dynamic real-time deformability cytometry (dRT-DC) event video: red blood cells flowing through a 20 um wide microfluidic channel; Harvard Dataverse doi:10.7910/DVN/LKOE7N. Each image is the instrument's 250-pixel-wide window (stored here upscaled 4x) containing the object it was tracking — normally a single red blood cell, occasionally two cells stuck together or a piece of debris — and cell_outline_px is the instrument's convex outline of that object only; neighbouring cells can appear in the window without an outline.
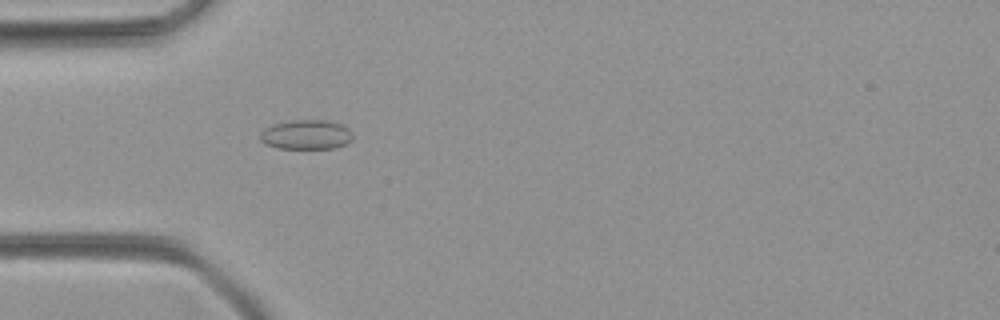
{"species": "common noctule bat (a hibernating species)", "species_latin": "Nyctalus noctula", "temperature_condition": "room temperature", "stored_images_in_passage": 41, "camera_frame_rate_fps": 3000, "um_per_image_px": 0.085, "animal": {"sex": "female", "body_mass_g": 21.9}, "frame": {"image": 1, "passage_image": 6, "time_ms": 1.667, "image_size_px": [1000, 320], "cell_outline_px": [[352, 140], [336, 148], [276, 148], [264, 144], [260, 140], [260, 136], [264, 128], [272, 124], [292, 120], [324, 120], [340, 124], [348, 128], [352, 132]], "centroid_in_image_um": [26.01, 11.44], "position_along_channel_um": 59.0, "area_um2": 15.95}}
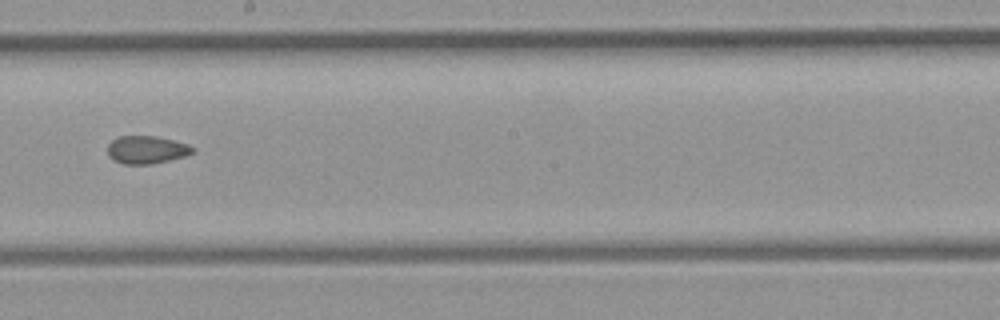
{"frame": {"image": 2, "passage_image": 19, "time_ms": 6.0, "image_size_px": [1000, 320], "cell_outline_px": [[196, 152], [184, 156], [168, 160], [148, 164], [124, 164], [112, 160], [108, 156], [108, 144], [116, 136], [156, 136], [188, 144]], "centroid_in_image_um": [12.42, 12.72], "position_along_channel_um": 235.8, "area_um2": 13.76}}
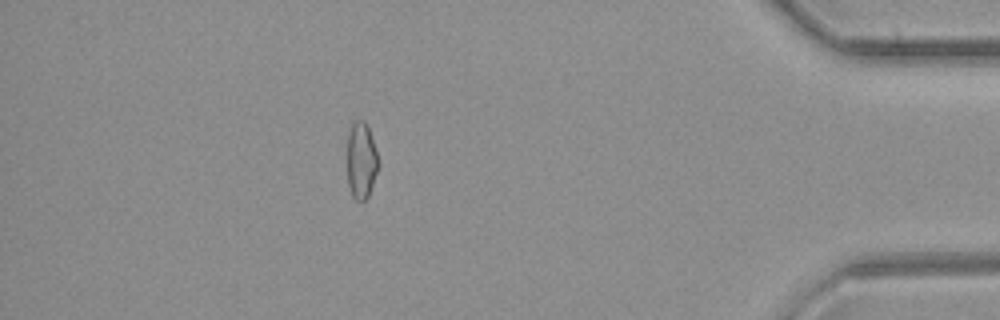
{"frame": {"image": 3, "passage_image": 35, "time_ms": 11.333, "image_size_px": [1000, 320], "cell_outline_px": [[380, 164], [368, 196], [364, 200], [356, 200], [352, 196], [348, 184], [348, 132], [352, 120], [364, 120], [368, 128]], "centroid_in_image_um": [30.7, 13.62], "position_along_channel_um": 404.5, "area_um2": 13.81}}